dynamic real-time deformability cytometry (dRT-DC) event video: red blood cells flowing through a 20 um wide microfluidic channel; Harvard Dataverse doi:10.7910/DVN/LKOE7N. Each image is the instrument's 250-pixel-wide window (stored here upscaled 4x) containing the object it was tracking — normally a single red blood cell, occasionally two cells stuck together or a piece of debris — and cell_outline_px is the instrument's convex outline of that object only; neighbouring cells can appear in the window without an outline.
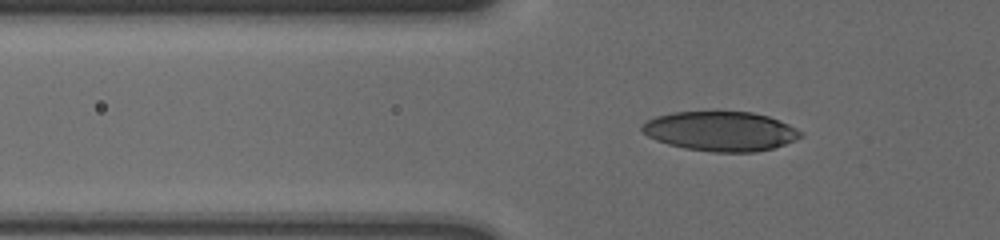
{"species": "human", "species_latin": "Homo sapiens", "temperature_condition": "cold", "stored_images_in_passage": 60, "camera_frame_rate_fps": 3000, "um_per_image_px": 0.085, "donor": {"sex": "male"}, "frame": {"image": 1, "passage_image": 23, "time_ms": 7.333, "image_size_px": [1000, 240], "cell_outline_px": [[804, 136], [784, 144], [772, 148], [756, 152], [712, 152], [684, 148], [668, 144], [656, 140], [648, 136], [640, 128], [648, 120], [656, 116], [672, 112], [752, 112], [768, 116], [780, 120], [804, 132]], "centroid_in_image_um": [61.27, 11.16], "position_along_channel_um": 64.5, "area_um2": 36.53}}
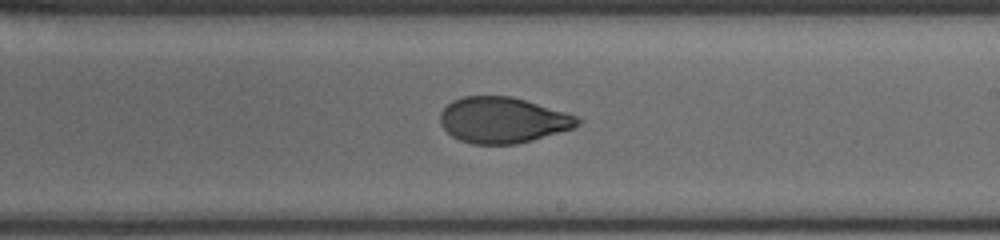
{"frame": {"image": 2, "passage_image": 39, "time_ms": 12.667, "image_size_px": [1000, 240], "cell_outline_px": [[580, 124], [572, 128], [532, 140], [516, 144], [472, 144], [460, 140], [452, 136], [440, 124], [440, 112], [452, 100], [464, 96], [512, 96], [564, 112], [576, 116], [580, 120]], "centroid_in_image_um": [42.69, 10.21], "position_along_channel_um": 246.3, "area_um2": 36.41}}
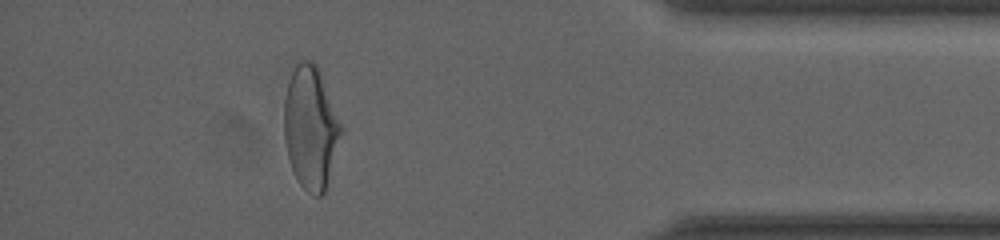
{"frame": {"image": 3, "passage_image": 55, "time_ms": 18.0, "image_size_px": [1000, 240], "cell_outline_px": [[344, 128], [324, 192], [320, 196], [316, 196], [308, 192], [300, 184], [292, 168], [288, 156], [284, 140], [284, 100], [288, 84], [292, 72], [296, 64], [300, 60], [312, 60], [316, 64]], "centroid_in_image_um": [26.41, 10.83], "position_along_channel_um": 408.8, "area_um2": 40.52}, "authors_computed_cell_mechanics": {"area_um2": 36.7319, "velocity_mm_per_s": 3.6195, "shape_relaxation_time_tau1_ms": 4.5651, "shape_relaxation_time_tau2_ms": 1.5938, "deformation_change_tau1": 0.1625, "deformation_change_tau2": 0.0605}}